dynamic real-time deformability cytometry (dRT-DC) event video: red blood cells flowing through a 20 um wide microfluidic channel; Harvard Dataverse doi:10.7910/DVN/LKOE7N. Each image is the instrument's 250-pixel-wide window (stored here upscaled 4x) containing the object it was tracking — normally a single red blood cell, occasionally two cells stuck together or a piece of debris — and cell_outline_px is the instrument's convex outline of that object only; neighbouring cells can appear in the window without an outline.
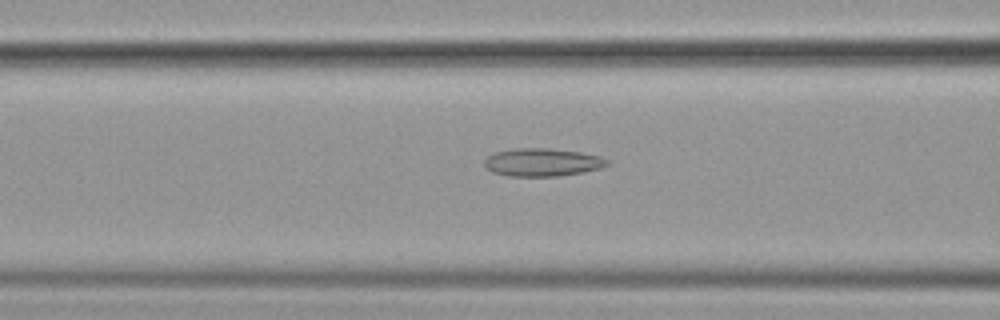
{"species": "common noctule bat (a hibernating species)", "species_latin": "Nyctalus noctula", "temperature_condition": "cold", "stored_images_in_passage": 48, "camera_frame_rate_fps": 3000, "um_per_image_px": 0.085, "animal": {"sex": "female", "body_mass_g": 19.9}, "frame": {"image": 1, "passage_image": 15, "time_ms": 4.667, "image_size_px": [1000, 320], "cell_outline_px": [[608, 164], [600, 168], [584, 172], [560, 176], [508, 176], [492, 172], [484, 168], [484, 160], [492, 152], [516, 148], [548, 148], [580, 152], [600, 156], [608, 160]], "centroid_in_image_um": [46.05, 13.79], "position_along_channel_um": 120.6, "area_um2": 20.17}}
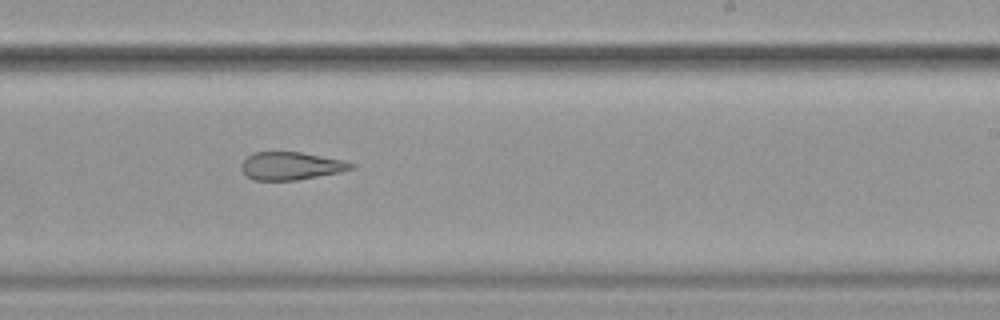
{"frame": {"image": 2, "passage_image": 27, "time_ms": 8.667, "image_size_px": [1000, 320], "cell_outline_px": [[356, 164], [352, 168], [340, 172], [296, 180], [252, 180], [240, 168], [240, 164], [252, 152], [300, 152], [340, 160]], "centroid_in_image_um": [24.68, 14.1], "position_along_channel_um": 264.3, "area_um2": 17.57}}
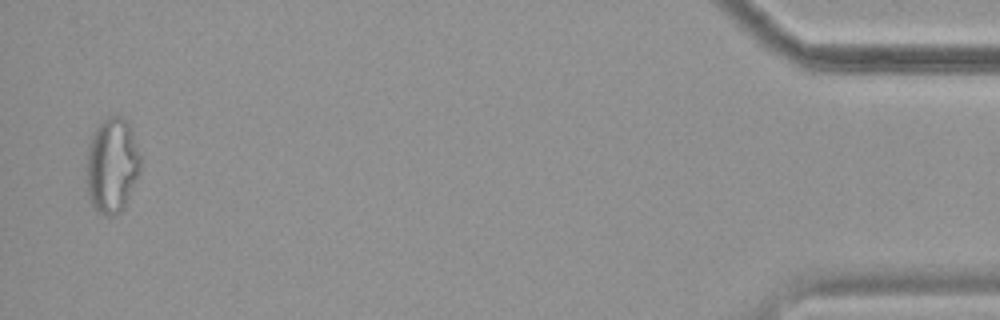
{"frame": {"image": 3, "passage_image": 47, "time_ms": 15.333, "image_size_px": [1000, 320], "cell_outline_px": [[144, 160], [140, 172], [124, 208], [120, 212], [112, 216], [104, 216], [92, 204], [88, 196], [88, 148], [92, 136], [96, 128], [108, 116], [120, 116], [128, 120]], "centroid_in_image_um": [9.59, 14.04], "position_along_channel_um": 425.6, "area_um2": 30.11}, "authors_computed_cell_mechanics": {"area_um2": 21.964, "velocity_mm_per_s": 3.6051, "shape_relaxation_time_tau1_ms": null, "shape_relaxation_time_tau2_ms": 4.3417, "deformation_change_tau1": null, "deformation_change_tau2": 0.1333}}